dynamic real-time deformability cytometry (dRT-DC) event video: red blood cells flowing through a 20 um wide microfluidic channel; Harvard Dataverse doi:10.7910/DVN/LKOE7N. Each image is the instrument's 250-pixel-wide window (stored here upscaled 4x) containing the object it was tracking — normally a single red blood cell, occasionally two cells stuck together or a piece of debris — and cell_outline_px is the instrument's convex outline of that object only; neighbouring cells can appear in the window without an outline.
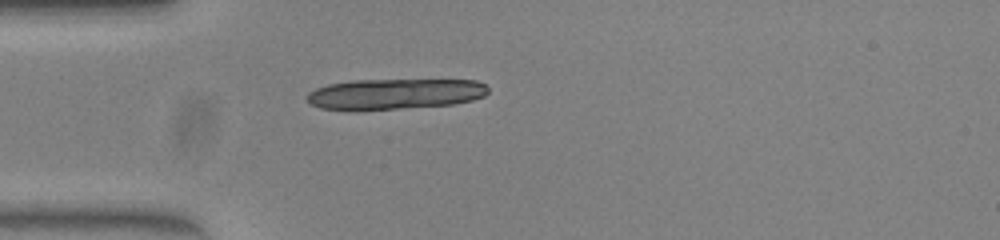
{"species": "common noctule bat (a hibernating species)", "species_latin": "Nyctalus noctula", "temperature_condition": "warm", "stored_images_in_passage": 37, "camera_frame_rate_fps": 3000, "um_per_image_px": 0.085, "animal": {"sex": "female", "body_mass_g": 23.0, "forearm_length_mm": 53.4}, "frame": {"image": 1, "passage_image": 1, "time_ms": 0.0, "image_size_px": [1000, 240], "cell_outline_px": [[488, 92], [484, 96], [472, 100], [452, 104], [396, 108], [320, 108], [312, 104], [308, 100], [308, 92], [316, 88], [328, 84], [352, 80], [476, 80], [484, 84], [488, 88]], "centroid_in_image_um": [33.62, 7.95], "position_along_channel_um": 51.4, "area_um2": 31.44}}